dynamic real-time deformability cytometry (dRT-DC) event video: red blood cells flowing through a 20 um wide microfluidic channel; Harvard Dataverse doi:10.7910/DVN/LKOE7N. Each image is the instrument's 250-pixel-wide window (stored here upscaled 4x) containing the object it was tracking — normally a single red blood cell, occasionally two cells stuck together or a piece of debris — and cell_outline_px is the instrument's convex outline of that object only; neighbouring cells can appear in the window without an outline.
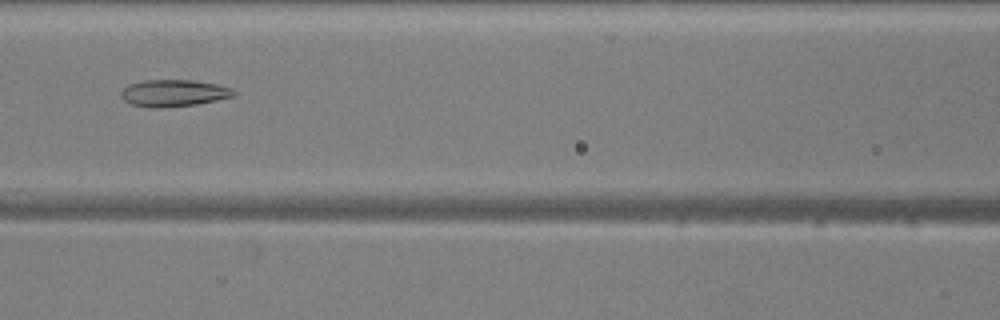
{"species": "common noctule bat (a hibernating species)", "species_latin": "Nyctalus noctula", "temperature_condition": "warm", "stored_images_in_passage": 52, "camera_frame_rate_fps": 3000, "um_per_image_px": 0.085, "animal": {"sex": "male", "body_mass_g": 20.5, "forearm_length_mm": 52.5}, "frame": {"image": 1, "passage_image": 23, "time_ms": 7.333, "image_size_px": [1000, 320], "cell_outline_px": [[240, 92], [236, 96], [196, 104], [156, 108], [152, 108], [132, 104], [124, 100], [120, 96], [120, 92], [128, 84], [144, 80], [192, 80], [216, 84], [232, 88]], "centroid_in_image_um": [14.79, 7.9], "position_along_channel_um": 151.8, "area_um2": 17.74}}
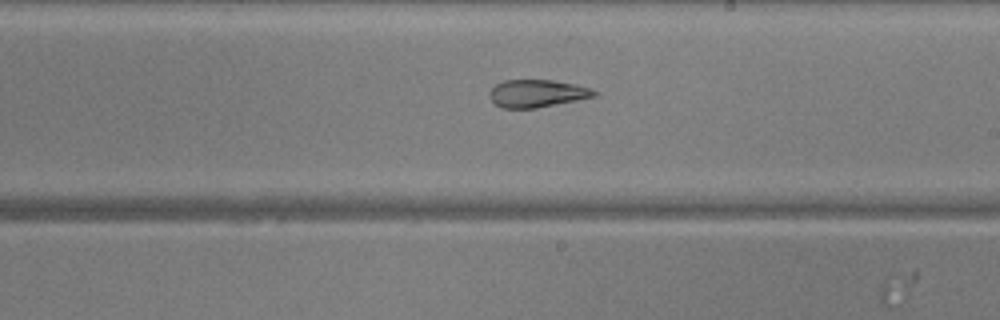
{"frame": {"image": 2, "passage_image": 30, "time_ms": 9.667, "image_size_px": [1000, 320], "cell_outline_px": [[596, 96], [536, 108], [504, 108], [496, 104], [492, 100], [488, 92], [496, 84], [504, 80], [552, 80], [576, 84], [588, 88], [596, 92]], "centroid_in_image_um": [45.62, 7.93], "position_along_channel_um": 243.4, "area_um2": 16.59}}
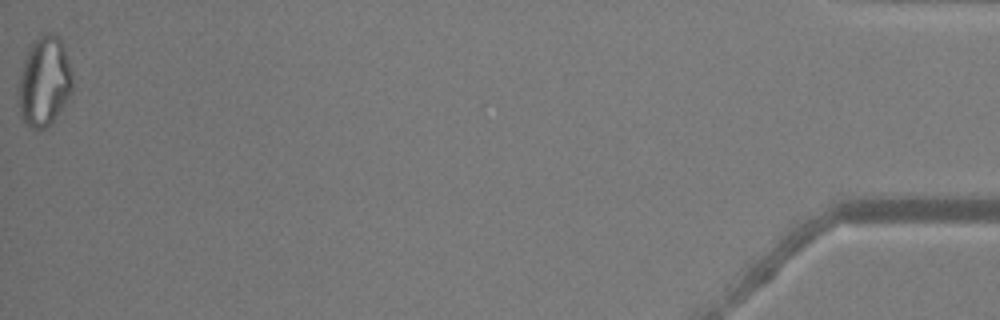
{"frame": {"image": 3, "passage_image": 52, "time_ms": 17.0, "image_size_px": [1000, 320], "cell_outline_px": [[72, 92], [68, 100], [56, 116], [44, 128], [32, 128], [24, 124], [20, 116], [20, 72], [28, 48], [32, 40], [44, 32], [52, 32], [60, 36], [72, 72]], "centroid_in_image_um": [3.78, 6.87], "position_along_channel_um": 431.4, "area_um2": 28.21}, "authors_computed_cell_mechanics": {"area_um2": 22.4553, "velocity_mm_per_s": 3.9366, "shape_relaxation_time_tau1_ms": null, "shape_relaxation_time_tau2_ms": 1.6341, "deformation_change_tau1": null, "deformation_change_tau2": 0.1029}}